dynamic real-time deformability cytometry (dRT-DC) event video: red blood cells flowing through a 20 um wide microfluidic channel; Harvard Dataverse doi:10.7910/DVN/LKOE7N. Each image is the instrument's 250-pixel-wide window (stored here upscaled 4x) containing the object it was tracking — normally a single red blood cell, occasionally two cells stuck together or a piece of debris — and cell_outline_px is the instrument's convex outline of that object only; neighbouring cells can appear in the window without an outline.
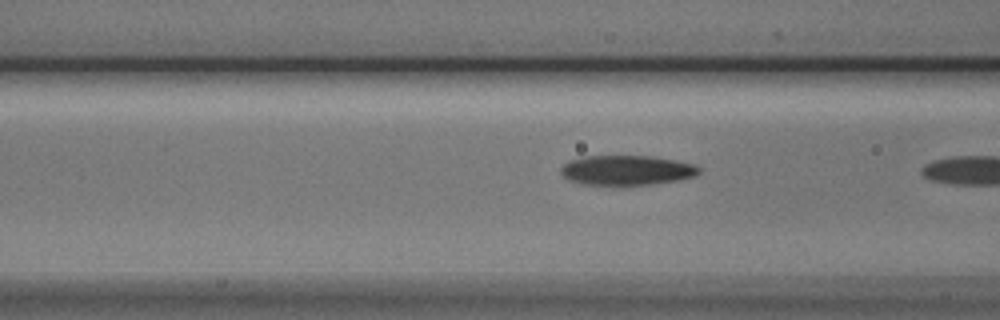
{"species": "Egyptian fruit bat (a non-hibernating species)", "species_latin": "Rousettus aegyptiacus", "temperature_condition": "cold", "stored_images_in_passage": 8, "camera_frame_rate_fps": 3000, "um_per_image_px": 0.085, "animal": {"sex": "male"}, "frame": {"image": 1, "passage_image": 7, "time_ms": 2.0, "image_size_px": [1000, 320], "cell_outline_px": [[700, 172], [696, 176], [680, 180], [652, 184], [584, 184], [568, 180], [560, 172], [560, 168], [568, 160], [584, 156], [652, 156], [676, 160], [692, 164], [700, 168]], "centroid_in_image_um": [53.27, 14.46], "position_along_channel_um": 113.3, "area_um2": 23.93}}